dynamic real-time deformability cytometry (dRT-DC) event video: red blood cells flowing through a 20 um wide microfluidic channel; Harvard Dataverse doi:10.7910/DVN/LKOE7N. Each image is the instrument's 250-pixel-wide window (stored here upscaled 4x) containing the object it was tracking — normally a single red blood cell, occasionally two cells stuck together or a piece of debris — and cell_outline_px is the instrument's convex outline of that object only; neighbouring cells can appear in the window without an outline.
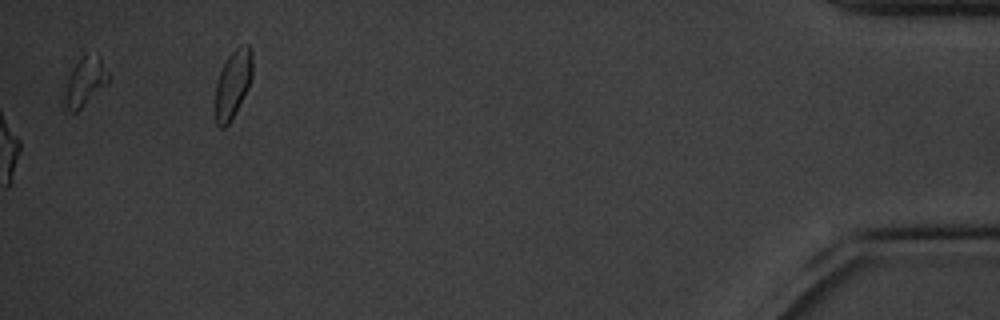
{"species": "common noctule bat (a hibernating species)", "species_latin": "Nyctalus noctula", "temperature_condition": "cold", "stored_images_in_passage": 59, "camera_frame_rate_fps": 3000, "um_per_image_px": 0.085, "animal": {"sex": "male", "body_mass_g": 20.1, "forearm_length_mm": 53.5}, "frame": {"image": 1, "passage_image": 59, "time_ms": 19.333, "image_size_px": [1000, 320], "cell_outline_px": [[112, 76], [76, 112], [72, 112], [64, 104], [64, 96], [68, 76], [72, 68], [80, 56], [100, 56]], "centroid_in_image_um": [7.22, 6.9], "position_along_channel_um": 428.0, "area_um2": 11.96}, "authors_computed_cell_mechanics": {"area_um2": 18.2648, "velocity_mm_per_s": 3.4319, "shape_relaxation_time_tau1_ms": 9.7952, "shape_relaxation_time_tau2_ms": 8.7565, "deformation_change_tau1": 0.1781, "deformation_change_tau2": 0.1981}}